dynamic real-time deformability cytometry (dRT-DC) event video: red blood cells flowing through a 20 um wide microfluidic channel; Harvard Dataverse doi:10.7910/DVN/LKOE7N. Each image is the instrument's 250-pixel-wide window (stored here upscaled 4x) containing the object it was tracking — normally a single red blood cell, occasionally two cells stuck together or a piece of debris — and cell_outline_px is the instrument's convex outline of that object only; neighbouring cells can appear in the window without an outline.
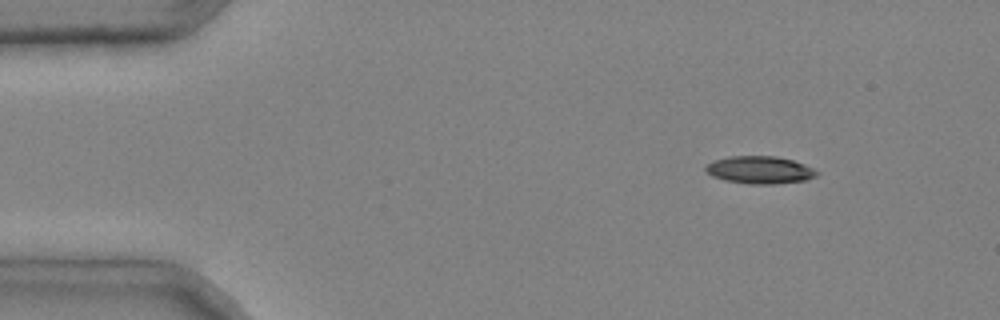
{"species": "common noctule bat (a hibernating species)", "species_latin": "Nyctalus noctula", "temperature_condition": "cold", "stored_images_in_passage": 3, "camera_frame_rate_fps": 3000, "um_per_image_px": 0.085, "animal": {"sex": "male", "body_mass_g": 20.4}, "frame": {"image": 1, "passage_image": 1, "time_ms": 0.0, "image_size_px": [1000, 320], "cell_outline_px": [[820, 172], [816, 176], [804, 180], [772, 184], [752, 184], [724, 180], [712, 176], [704, 168], [712, 160], [728, 156], [776, 156], [792, 160], [804, 164]], "centroid_in_image_um": [64.56, 14.43], "position_along_channel_um": 20.4, "area_um2": 17.74}}